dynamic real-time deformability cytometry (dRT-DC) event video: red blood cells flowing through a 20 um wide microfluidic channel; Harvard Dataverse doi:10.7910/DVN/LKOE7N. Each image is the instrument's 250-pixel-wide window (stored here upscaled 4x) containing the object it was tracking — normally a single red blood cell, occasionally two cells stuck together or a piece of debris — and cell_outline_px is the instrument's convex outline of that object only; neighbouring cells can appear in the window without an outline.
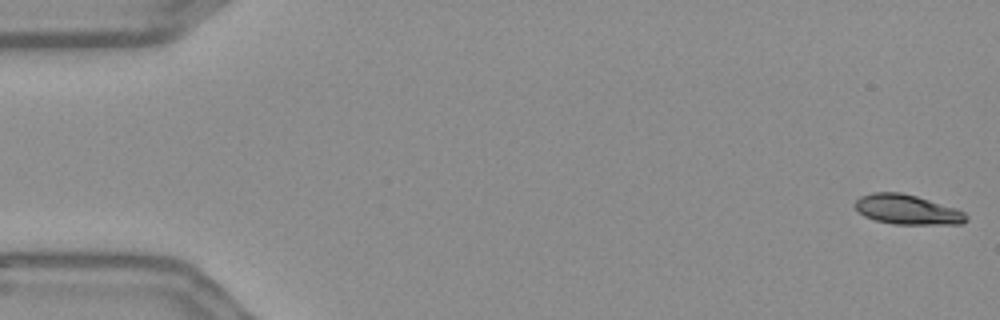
{"species": "Egyptian fruit bat (a non-hibernating species)", "species_latin": "Rousettus aegyptiacus", "temperature_condition": "warm", "stored_images_in_passage": 13, "camera_frame_rate_fps": 3000, "um_per_image_px": 0.085, "frame": {"image": 1, "passage_image": 1, "time_ms": 0.0, "image_size_px": [1000, 320], "cell_outline_px": [[968, 220], [960, 224], [892, 224], [876, 220], [864, 216], [852, 204], [860, 196], [872, 192], [900, 192], [916, 196], [956, 208], [964, 212], [968, 216]], "centroid_in_image_um": [77.1, 17.81], "position_along_channel_um": 7.9, "area_um2": 19.31}}